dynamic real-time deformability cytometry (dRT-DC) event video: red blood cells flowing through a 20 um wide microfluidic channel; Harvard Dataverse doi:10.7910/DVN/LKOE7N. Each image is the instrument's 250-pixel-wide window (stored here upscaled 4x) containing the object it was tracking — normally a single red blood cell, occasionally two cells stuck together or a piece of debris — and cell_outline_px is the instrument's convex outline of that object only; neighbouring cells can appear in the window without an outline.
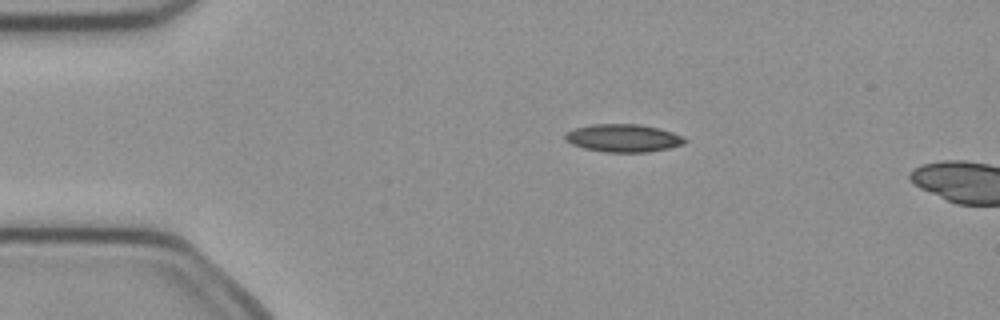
{"species": "common noctule bat (a hibernating species)", "species_latin": "Nyctalus noctula", "temperature_condition": "cold", "stored_images_in_passage": 4, "camera_frame_rate_fps": 3000, "um_per_image_px": 0.085, "animal": {"sex": "female", "body_mass_g": 21.9}, "frame": {"image": 1, "passage_image": 3, "time_ms": 0.667, "image_size_px": [1000, 320], "cell_outline_px": [[688, 140], [684, 144], [668, 148], [648, 152], [604, 152], [584, 148], [572, 144], [564, 140], [564, 136], [568, 132], [576, 128], [592, 124], [640, 124], [660, 128], [684, 136]], "centroid_in_image_um": [53.01, 11.73], "position_along_channel_um": 32.0, "area_um2": 19.48}}